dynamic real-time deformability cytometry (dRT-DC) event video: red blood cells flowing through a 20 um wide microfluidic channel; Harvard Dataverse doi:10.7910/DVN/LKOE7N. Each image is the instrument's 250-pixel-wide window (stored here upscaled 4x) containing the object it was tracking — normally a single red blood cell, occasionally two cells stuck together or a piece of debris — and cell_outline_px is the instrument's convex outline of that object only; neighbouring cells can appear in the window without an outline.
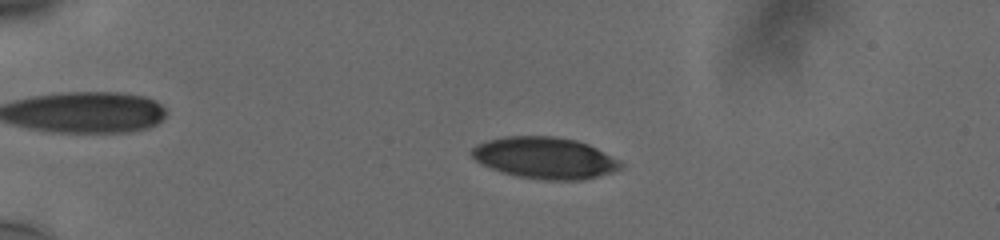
{"species": "human", "species_latin": "Homo sapiens", "temperature_condition": "cold", "stored_images_in_passage": 56, "camera_frame_rate_fps": 3000, "um_per_image_px": 0.085, "donor": {"sex": "male"}, "frame": {"image": 1, "passage_image": 14, "time_ms": 4.333, "image_size_px": [1000, 240], "cell_outline_px": [[624, 168], [612, 172], [580, 180], [544, 180], [520, 176], [504, 172], [480, 164], [468, 152], [476, 144], [488, 140], [508, 136], [556, 136], [576, 140], [588, 144], [620, 160], [624, 164]], "centroid_in_image_um": [46.32, 13.41], "position_along_channel_um": 38.7, "area_um2": 36.01}}
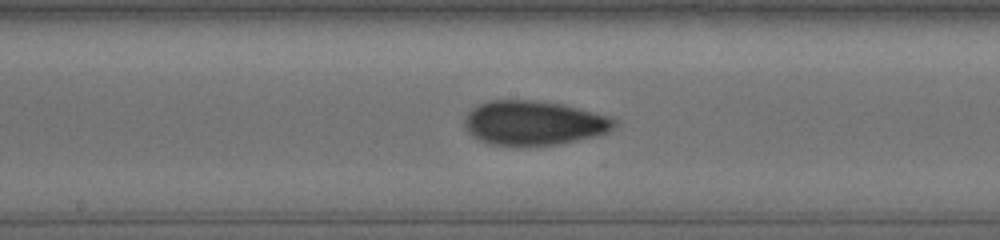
{"frame": {"image": 2, "passage_image": 32, "time_ms": 10.333, "image_size_px": [1000, 240], "cell_outline_px": [[620, 124], [608, 132], [600, 136], [560, 144], [488, 144], [472, 136], [464, 128], [464, 120], [468, 112], [472, 108], [488, 100], [532, 100], [560, 104], [608, 116], [616, 120]], "centroid_in_image_um": [45.39, 10.45], "position_along_channel_um": 202.8, "area_um2": 38.55}}
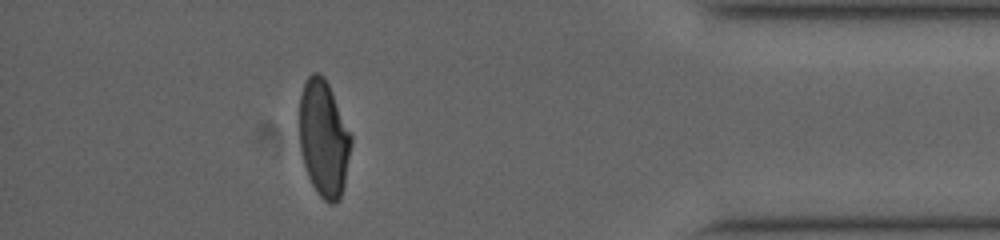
{"frame": {"image": 3, "passage_image": 51, "time_ms": 16.667, "image_size_px": [1000, 240], "cell_outline_px": [[352, 144], [344, 184], [340, 200], [336, 204], [328, 204], [316, 192], [308, 176], [300, 152], [300, 96], [304, 84], [308, 76], [312, 72], [316, 72], [324, 76], [328, 84], [352, 136]], "centroid_in_image_um": [27.52, 11.81], "position_along_channel_um": 407.7, "area_um2": 35.14}, "authors_computed_cell_mechanics": {"area_um2": 36.8186, "velocity_mm_per_s": 3.7626, "shape_relaxation_time_tau1_ms": 7.7183, "shape_relaxation_time_tau2_ms": 1.7756, "deformation_change_tau1": 0.1835, "deformation_change_tau2": 0.0728}}